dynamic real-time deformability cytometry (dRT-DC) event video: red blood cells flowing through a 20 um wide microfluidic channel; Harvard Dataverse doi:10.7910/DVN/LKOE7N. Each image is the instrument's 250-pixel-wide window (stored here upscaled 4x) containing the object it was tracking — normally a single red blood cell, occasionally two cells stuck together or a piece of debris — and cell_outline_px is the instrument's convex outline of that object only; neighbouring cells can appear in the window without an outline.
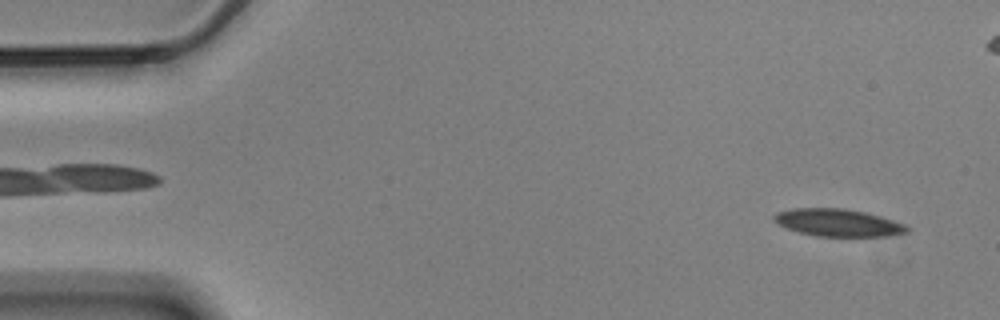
{"species": "Egyptian fruit bat (a non-hibernating species)", "species_latin": "Rousettus aegyptiacus", "temperature_condition": "cold", "stored_images_in_passage": 57, "camera_frame_rate_fps": 3000, "um_per_image_px": 0.085, "animal": {"sex": "male"}, "frame": {"image": 1, "passage_image": 3, "time_ms": 0.667, "image_size_px": [1000, 320], "cell_outline_px": [[912, 228], [908, 232], [888, 236], [816, 236], [800, 232], [788, 228], [772, 220], [772, 216], [776, 212], [792, 208], [844, 208], [864, 212], [880, 216], [908, 224]], "centroid_in_image_um": [71.28, 18.92], "position_along_channel_um": 13.7, "area_um2": 21.39}}
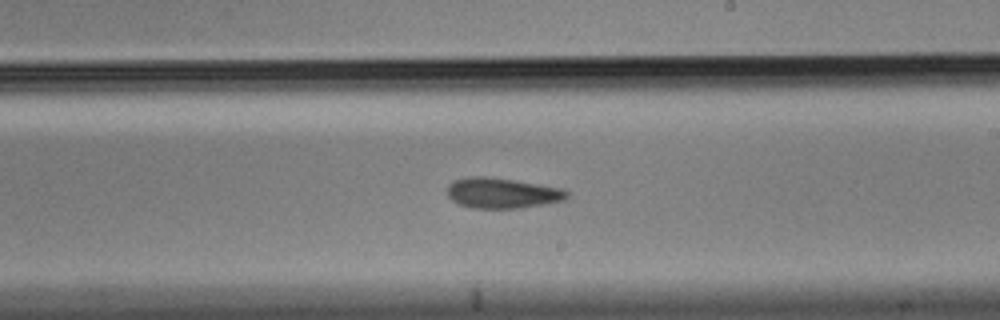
{"frame": {"image": 2, "passage_image": 32, "time_ms": 10.333, "image_size_px": [1000, 320], "cell_outline_px": [[568, 196], [564, 200], [544, 204], [520, 208], [476, 208], [460, 204], [452, 200], [448, 196], [448, 184], [452, 180], [472, 176], [484, 176], [512, 180], [560, 188], [568, 192]], "centroid_in_image_um": [42.65, 16.41], "position_along_channel_um": 246.3, "area_um2": 20.92}}
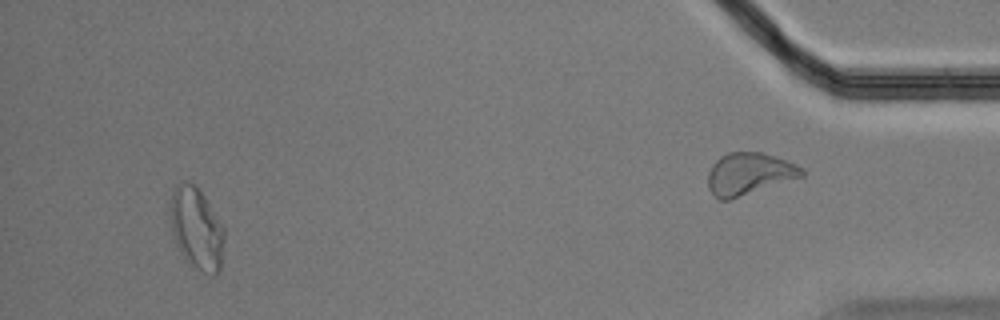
{"frame": {"image": 3, "passage_image": 53, "time_ms": 17.333, "image_size_px": [1000, 320], "cell_outline_px": [[224, 240], [220, 272], [212, 276], [196, 268], [180, 252], [176, 244], [172, 232], [168, 208], [168, 204], [172, 192], [176, 184], [184, 180], [192, 184], [204, 196], [224, 228]], "centroid_in_image_um": [16.68, 19.41], "position_along_channel_um": 418.5, "area_um2": 25.84}, "authors_computed_cell_mechanics": {"area_um2": 21.7328, "velocity_mm_per_s": 3.5035, "shape_relaxation_time_tau1_ms": null, "shape_relaxation_time_tau2_ms": 5.7864, "deformation_change_tau1": null, "deformation_change_tau2": 0.1481}}